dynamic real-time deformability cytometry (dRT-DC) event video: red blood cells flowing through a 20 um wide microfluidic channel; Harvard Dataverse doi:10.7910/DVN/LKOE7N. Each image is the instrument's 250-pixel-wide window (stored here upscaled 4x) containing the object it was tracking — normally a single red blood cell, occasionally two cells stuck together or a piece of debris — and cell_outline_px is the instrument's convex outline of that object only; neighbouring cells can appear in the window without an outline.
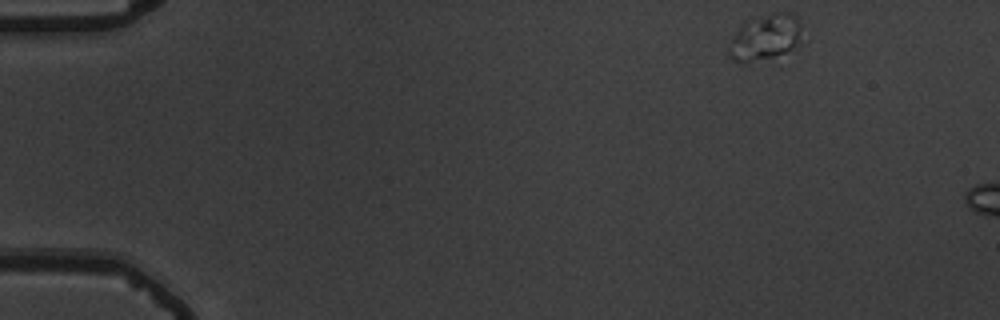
{"species": "common noctule bat (a hibernating species)", "species_latin": "Nyctalus noctula", "temperature_condition": "warm", "stored_images_in_passage": 9, "camera_frame_rate_fps": 3000, "um_per_image_px": 0.085, "animal": {"sex": "male", "body_mass_g": 19.5, "forearm_length_mm": 54.6}, "frame": {"image": 1, "passage_image": 1, "time_ms": 0.0, "image_size_px": [1000, 320], "cell_outline_px": [[800, 28], [796, 48], [772, 60], [732, 60], [728, 52], [732, 40], [740, 24], [744, 20], [776, 12], [792, 12], [796, 16], [800, 24]], "centroid_in_image_um": [65.07, 3.16], "position_along_channel_um": 19.9, "area_um2": 19.54}}